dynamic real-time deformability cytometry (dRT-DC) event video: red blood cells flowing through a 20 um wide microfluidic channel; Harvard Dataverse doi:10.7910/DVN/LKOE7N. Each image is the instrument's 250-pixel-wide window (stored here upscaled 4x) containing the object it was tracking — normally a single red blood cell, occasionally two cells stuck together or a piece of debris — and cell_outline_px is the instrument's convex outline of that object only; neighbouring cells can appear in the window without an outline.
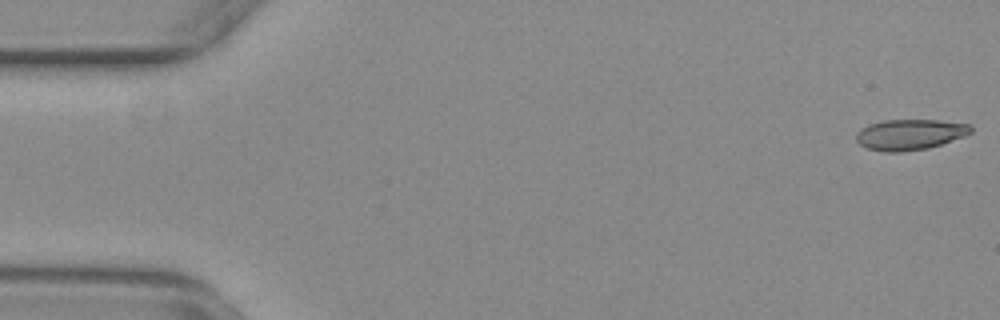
{"species": "common noctule bat (a hibernating species)", "species_latin": "Nyctalus noctula", "temperature_condition": "warm", "stored_images_in_passage": 11, "camera_frame_rate_fps": 3000, "um_per_image_px": 0.085, "animal": {"sex": "female", "body_mass_g": 29.2, "forearm_length_mm": 56.3}, "frame": {"image": 1, "passage_image": 1, "time_ms": 0.0, "image_size_px": [1000, 320], "cell_outline_px": [[972, 132], [964, 136], [928, 148], [900, 152], [884, 152], [868, 148], [860, 144], [856, 140], [856, 132], [860, 128], [868, 124], [884, 120], [936, 120], [972, 124]], "centroid_in_image_um": [77.32, 11.42], "position_along_channel_um": 7.7, "area_um2": 20.52}}